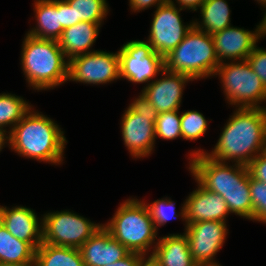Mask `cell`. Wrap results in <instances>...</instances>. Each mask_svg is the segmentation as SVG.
<instances>
[{"label":"cell","mask_w":266,"mask_h":266,"mask_svg":"<svg viewBox=\"0 0 266 266\" xmlns=\"http://www.w3.org/2000/svg\"><path fill=\"white\" fill-rule=\"evenodd\" d=\"M246 60L266 88V50L255 45Z\"/></svg>","instance_id":"4dcf8cb0"},{"label":"cell","mask_w":266,"mask_h":266,"mask_svg":"<svg viewBox=\"0 0 266 266\" xmlns=\"http://www.w3.org/2000/svg\"><path fill=\"white\" fill-rule=\"evenodd\" d=\"M6 132L8 131L0 130V151L3 149L4 144L8 142V136H6Z\"/></svg>","instance_id":"f35d334b"},{"label":"cell","mask_w":266,"mask_h":266,"mask_svg":"<svg viewBox=\"0 0 266 266\" xmlns=\"http://www.w3.org/2000/svg\"><path fill=\"white\" fill-rule=\"evenodd\" d=\"M230 117L211 154L203 150L192 151L191 159L205 153L219 162L233 160L247 166L256 155L266 150V107H238Z\"/></svg>","instance_id":"6da1fadb"},{"label":"cell","mask_w":266,"mask_h":266,"mask_svg":"<svg viewBox=\"0 0 266 266\" xmlns=\"http://www.w3.org/2000/svg\"><path fill=\"white\" fill-rule=\"evenodd\" d=\"M159 80H154L142 90L143 95L158 113L179 110L184 84L193 81L189 76L164 69Z\"/></svg>","instance_id":"5bb4252c"},{"label":"cell","mask_w":266,"mask_h":266,"mask_svg":"<svg viewBox=\"0 0 266 266\" xmlns=\"http://www.w3.org/2000/svg\"><path fill=\"white\" fill-rule=\"evenodd\" d=\"M36 266H85L79 248L43 243L36 249Z\"/></svg>","instance_id":"603a6c76"},{"label":"cell","mask_w":266,"mask_h":266,"mask_svg":"<svg viewBox=\"0 0 266 266\" xmlns=\"http://www.w3.org/2000/svg\"><path fill=\"white\" fill-rule=\"evenodd\" d=\"M216 55L219 63L230 59L246 60L259 40L257 28L255 32L229 26L212 34Z\"/></svg>","instance_id":"9a60e30c"},{"label":"cell","mask_w":266,"mask_h":266,"mask_svg":"<svg viewBox=\"0 0 266 266\" xmlns=\"http://www.w3.org/2000/svg\"><path fill=\"white\" fill-rule=\"evenodd\" d=\"M207 0H177L180 4L181 9H189L196 11L198 7L200 8Z\"/></svg>","instance_id":"d590c367"},{"label":"cell","mask_w":266,"mask_h":266,"mask_svg":"<svg viewBox=\"0 0 266 266\" xmlns=\"http://www.w3.org/2000/svg\"><path fill=\"white\" fill-rule=\"evenodd\" d=\"M250 195L253 220L266 223V184L250 176Z\"/></svg>","instance_id":"f546056e"},{"label":"cell","mask_w":266,"mask_h":266,"mask_svg":"<svg viewBox=\"0 0 266 266\" xmlns=\"http://www.w3.org/2000/svg\"><path fill=\"white\" fill-rule=\"evenodd\" d=\"M169 0H129L132 11L139 12L152 6L157 7L165 4Z\"/></svg>","instance_id":"836d02e7"},{"label":"cell","mask_w":266,"mask_h":266,"mask_svg":"<svg viewBox=\"0 0 266 266\" xmlns=\"http://www.w3.org/2000/svg\"><path fill=\"white\" fill-rule=\"evenodd\" d=\"M178 110L158 113L155 123V136L161 139L174 140L182 137L181 115Z\"/></svg>","instance_id":"4316f807"},{"label":"cell","mask_w":266,"mask_h":266,"mask_svg":"<svg viewBox=\"0 0 266 266\" xmlns=\"http://www.w3.org/2000/svg\"><path fill=\"white\" fill-rule=\"evenodd\" d=\"M100 27L98 23L79 22L64 29L58 42L67 60L92 52L89 50L99 35Z\"/></svg>","instance_id":"d6986e66"},{"label":"cell","mask_w":266,"mask_h":266,"mask_svg":"<svg viewBox=\"0 0 266 266\" xmlns=\"http://www.w3.org/2000/svg\"><path fill=\"white\" fill-rule=\"evenodd\" d=\"M0 266H36L35 262H24L17 264H0Z\"/></svg>","instance_id":"ab89813d"},{"label":"cell","mask_w":266,"mask_h":266,"mask_svg":"<svg viewBox=\"0 0 266 266\" xmlns=\"http://www.w3.org/2000/svg\"><path fill=\"white\" fill-rule=\"evenodd\" d=\"M207 127V120L200 112L191 110L181 114L182 138L197 140L205 134Z\"/></svg>","instance_id":"f1b7e54d"},{"label":"cell","mask_w":266,"mask_h":266,"mask_svg":"<svg viewBox=\"0 0 266 266\" xmlns=\"http://www.w3.org/2000/svg\"><path fill=\"white\" fill-rule=\"evenodd\" d=\"M257 32H258L259 39L262 36L265 37L266 35V13L264 14L262 22L257 26Z\"/></svg>","instance_id":"74e56055"},{"label":"cell","mask_w":266,"mask_h":266,"mask_svg":"<svg viewBox=\"0 0 266 266\" xmlns=\"http://www.w3.org/2000/svg\"><path fill=\"white\" fill-rule=\"evenodd\" d=\"M158 112L143 93L125 110L121 130L125 146L135 158L148 156L154 148Z\"/></svg>","instance_id":"52a82bcc"},{"label":"cell","mask_w":266,"mask_h":266,"mask_svg":"<svg viewBox=\"0 0 266 266\" xmlns=\"http://www.w3.org/2000/svg\"><path fill=\"white\" fill-rule=\"evenodd\" d=\"M142 255L143 254L137 252H129L124 258L105 266H138Z\"/></svg>","instance_id":"e575fe53"},{"label":"cell","mask_w":266,"mask_h":266,"mask_svg":"<svg viewBox=\"0 0 266 266\" xmlns=\"http://www.w3.org/2000/svg\"><path fill=\"white\" fill-rule=\"evenodd\" d=\"M43 216L42 242L54 246L80 248L103 226L67 210Z\"/></svg>","instance_id":"9c48e42d"},{"label":"cell","mask_w":266,"mask_h":266,"mask_svg":"<svg viewBox=\"0 0 266 266\" xmlns=\"http://www.w3.org/2000/svg\"><path fill=\"white\" fill-rule=\"evenodd\" d=\"M172 0L157 7L151 24L148 42L154 52L165 58L185 38L188 31L193 27L182 23L179 12Z\"/></svg>","instance_id":"8fae6325"},{"label":"cell","mask_w":266,"mask_h":266,"mask_svg":"<svg viewBox=\"0 0 266 266\" xmlns=\"http://www.w3.org/2000/svg\"><path fill=\"white\" fill-rule=\"evenodd\" d=\"M247 168L252 178L266 184V151L256 155Z\"/></svg>","instance_id":"1f68e13d"},{"label":"cell","mask_w":266,"mask_h":266,"mask_svg":"<svg viewBox=\"0 0 266 266\" xmlns=\"http://www.w3.org/2000/svg\"><path fill=\"white\" fill-rule=\"evenodd\" d=\"M36 213L24 206L12 209L0 206V222L17 239L30 243L35 249L42 244L43 223Z\"/></svg>","instance_id":"2e32d148"},{"label":"cell","mask_w":266,"mask_h":266,"mask_svg":"<svg viewBox=\"0 0 266 266\" xmlns=\"http://www.w3.org/2000/svg\"><path fill=\"white\" fill-rule=\"evenodd\" d=\"M68 79L85 84H105L120 78L119 54L92 51L72 57Z\"/></svg>","instance_id":"7c38bea8"},{"label":"cell","mask_w":266,"mask_h":266,"mask_svg":"<svg viewBox=\"0 0 266 266\" xmlns=\"http://www.w3.org/2000/svg\"><path fill=\"white\" fill-rule=\"evenodd\" d=\"M36 249L15 238L0 222V264L35 262Z\"/></svg>","instance_id":"7402d4cb"},{"label":"cell","mask_w":266,"mask_h":266,"mask_svg":"<svg viewBox=\"0 0 266 266\" xmlns=\"http://www.w3.org/2000/svg\"><path fill=\"white\" fill-rule=\"evenodd\" d=\"M152 254L161 266H198L192 259L185 234H169L160 238Z\"/></svg>","instance_id":"ffe728a7"},{"label":"cell","mask_w":266,"mask_h":266,"mask_svg":"<svg viewBox=\"0 0 266 266\" xmlns=\"http://www.w3.org/2000/svg\"><path fill=\"white\" fill-rule=\"evenodd\" d=\"M31 108L22 97L9 93L0 94V130L6 131L3 127L10 125L9 134Z\"/></svg>","instance_id":"d4e9b609"},{"label":"cell","mask_w":266,"mask_h":266,"mask_svg":"<svg viewBox=\"0 0 266 266\" xmlns=\"http://www.w3.org/2000/svg\"><path fill=\"white\" fill-rule=\"evenodd\" d=\"M22 45L21 65L30 86L47 90L68 81L69 61L57 40L26 34Z\"/></svg>","instance_id":"277c9868"},{"label":"cell","mask_w":266,"mask_h":266,"mask_svg":"<svg viewBox=\"0 0 266 266\" xmlns=\"http://www.w3.org/2000/svg\"><path fill=\"white\" fill-rule=\"evenodd\" d=\"M8 143L15 152L38 161L60 164L63 161L64 132L59 125L31 109L8 135Z\"/></svg>","instance_id":"3957f363"},{"label":"cell","mask_w":266,"mask_h":266,"mask_svg":"<svg viewBox=\"0 0 266 266\" xmlns=\"http://www.w3.org/2000/svg\"><path fill=\"white\" fill-rule=\"evenodd\" d=\"M165 69L192 80L213 76L219 66L212 35L194 25L181 43L164 58Z\"/></svg>","instance_id":"5b68a950"},{"label":"cell","mask_w":266,"mask_h":266,"mask_svg":"<svg viewBox=\"0 0 266 266\" xmlns=\"http://www.w3.org/2000/svg\"><path fill=\"white\" fill-rule=\"evenodd\" d=\"M59 13L63 29L75 25L74 9L66 0H59Z\"/></svg>","instance_id":"d6a6232c"},{"label":"cell","mask_w":266,"mask_h":266,"mask_svg":"<svg viewBox=\"0 0 266 266\" xmlns=\"http://www.w3.org/2000/svg\"><path fill=\"white\" fill-rule=\"evenodd\" d=\"M34 11L38 25L27 34L41 39L58 41L64 30L61 25L59 0H36Z\"/></svg>","instance_id":"44dd1931"},{"label":"cell","mask_w":266,"mask_h":266,"mask_svg":"<svg viewBox=\"0 0 266 266\" xmlns=\"http://www.w3.org/2000/svg\"><path fill=\"white\" fill-rule=\"evenodd\" d=\"M202 22L193 25L210 35L231 26L230 9L226 0H207L200 8Z\"/></svg>","instance_id":"cb8c5ba5"},{"label":"cell","mask_w":266,"mask_h":266,"mask_svg":"<svg viewBox=\"0 0 266 266\" xmlns=\"http://www.w3.org/2000/svg\"><path fill=\"white\" fill-rule=\"evenodd\" d=\"M118 54L120 78L133 83H148L165 69L164 58L154 52L148 41L127 42Z\"/></svg>","instance_id":"30bf717a"},{"label":"cell","mask_w":266,"mask_h":266,"mask_svg":"<svg viewBox=\"0 0 266 266\" xmlns=\"http://www.w3.org/2000/svg\"><path fill=\"white\" fill-rule=\"evenodd\" d=\"M138 266H161L159 261L154 257L153 254H150L148 259H145V255H142Z\"/></svg>","instance_id":"8d00e7d4"},{"label":"cell","mask_w":266,"mask_h":266,"mask_svg":"<svg viewBox=\"0 0 266 266\" xmlns=\"http://www.w3.org/2000/svg\"><path fill=\"white\" fill-rule=\"evenodd\" d=\"M85 266H105L124 258L130 251L102 226L80 248Z\"/></svg>","instance_id":"e0dca14e"},{"label":"cell","mask_w":266,"mask_h":266,"mask_svg":"<svg viewBox=\"0 0 266 266\" xmlns=\"http://www.w3.org/2000/svg\"><path fill=\"white\" fill-rule=\"evenodd\" d=\"M226 222L201 221L186 224L185 235L188 239L192 259L198 266H220L214 256L222 248L227 235Z\"/></svg>","instance_id":"4fadbf2b"},{"label":"cell","mask_w":266,"mask_h":266,"mask_svg":"<svg viewBox=\"0 0 266 266\" xmlns=\"http://www.w3.org/2000/svg\"><path fill=\"white\" fill-rule=\"evenodd\" d=\"M198 185V189L194 190L185 201L186 224L201 221L226 222L230 211L223 197L206 190L199 183Z\"/></svg>","instance_id":"ac0fdd59"},{"label":"cell","mask_w":266,"mask_h":266,"mask_svg":"<svg viewBox=\"0 0 266 266\" xmlns=\"http://www.w3.org/2000/svg\"><path fill=\"white\" fill-rule=\"evenodd\" d=\"M74 9L75 24L91 22L101 25L108 14L106 0H66Z\"/></svg>","instance_id":"484cf974"},{"label":"cell","mask_w":266,"mask_h":266,"mask_svg":"<svg viewBox=\"0 0 266 266\" xmlns=\"http://www.w3.org/2000/svg\"><path fill=\"white\" fill-rule=\"evenodd\" d=\"M189 164L197 183L206 190L221 195L230 213L253 220L250 174L247 166L236 163L228 166L211 159L205 153L195 155Z\"/></svg>","instance_id":"7a4b0ae2"},{"label":"cell","mask_w":266,"mask_h":266,"mask_svg":"<svg viewBox=\"0 0 266 266\" xmlns=\"http://www.w3.org/2000/svg\"><path fill=\"white\" fill-rule=\"evenodd\" d=\"M262 4V6L266 7V0H257V2Z\"/></svg>","instance_id":"60d3db41"},{"label":"cell","mask_w":266,"mask_h":266,"mask_svg":"<svg viewBox=\"0 0 266 266\" xmlns=\"http://www.w3.org/2000/svg\"><path fill=\"white\" fill-rule=\"evenodd\" d=\"M120 244L130 252H145L155 243L157 231L150 211L144 201L127 199L113 218L103 225Z\"/></svg>","instance_id":"8992f818"},{"label":"cell","mask_w":266,"mask_h":266,"mask_svg":"<svg viewBox=\"0 0 266 266\" xmlns=\"http://www.w3.org/2000/svg\"><path fill=\"white\" fill-rule=\"evenodd\" d=\"M147 207L150 211L156 230L158 229L159 226H163L170 219H172L173 217L174 218L179 217V215L186 222L185 203L181 209V213L178 215L175 211V203L168 198L155 200L153 203L147 204Z\"/></svg>","instance_id":"83f0119b"},{"label":"cell","mask_w":266,"mask_h":266,"mask_svg":"<svg viewBox=\"0 0 266 266\" xmlns=\"http://www.w3.org/2000/svg\"><path fill=\"white\" fill-rule=\"evenodd\" d=\"M215 75L220 76L225 96L231 105L262 108L259 103L266 101V88L247 60L220 63Z\"/></svg>","instance_id":"ba28073f"}]
</instances>
